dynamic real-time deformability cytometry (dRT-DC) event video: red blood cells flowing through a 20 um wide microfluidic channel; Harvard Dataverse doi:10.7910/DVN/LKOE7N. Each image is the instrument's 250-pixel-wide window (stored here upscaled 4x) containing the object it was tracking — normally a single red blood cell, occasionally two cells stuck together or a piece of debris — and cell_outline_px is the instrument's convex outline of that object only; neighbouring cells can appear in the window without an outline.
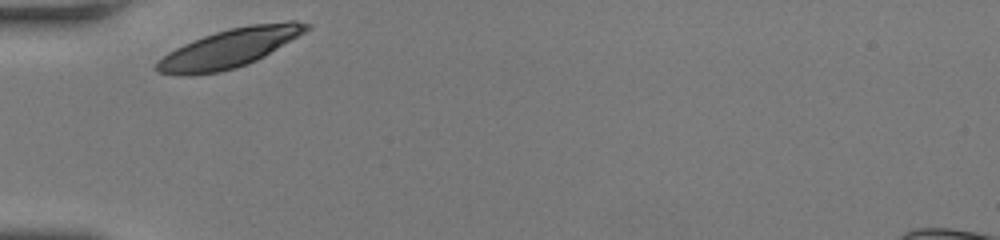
{"species": "human", "species_latin": "Homo sapiens", "temperature_condition": "room temperature", "stored_images_in_passage": 28, "camera_frame_rate_fps": 3000, "um_per_image_px": 0.085, "donor": {"sex": "female"}, "frame": {"image": 1, "passage_image": 1, "time_ms": 0.0, "image_size_px": [1000, 240], "cell_outline_px": [[312, 28], [264, 56], [256, 60], [236, 68], [220, 72], [192, 76], [176, 76], [156, 72], [152, 68], [156, 60], [168, 52], [184, 44], [204, 36], [216, 32], [232, 28], [252, 24], [288, 20], [296, 20], [312, 24]], "centroid_in_image_um": [19.47, 4.11], "position_along_channel_um": 65.5, "area_um2": 34.1}}
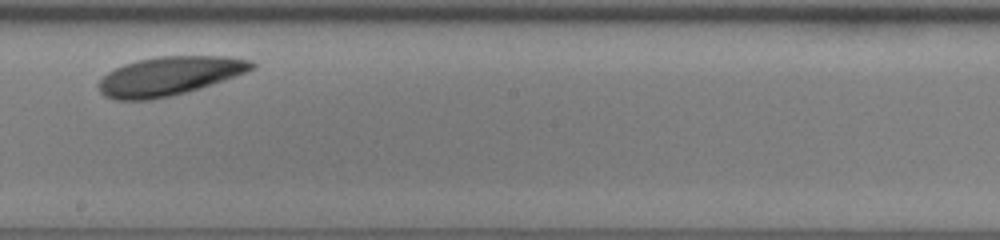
{"frame": {"image": 2, "passage_image": 16, "time_ms": 5.0, "image_size_px": [1000, 240], "cell_outline_px": [[256, 64], [248, 72], [200, 88], [172, 96], [152, 100], [112, 100], [104, 96], [100, 92], [96, 84], [108, 72], [124, 64], [136, 60], [156, 56], [228, 56], [252, 60]], "centroid_in_image_um": [14.37, 6.47], "position_along_channel_um": 233.8, "area_um2": 34.91}}
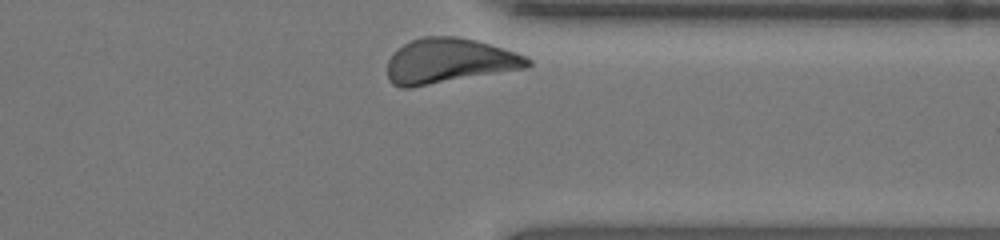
{"frame": {"image": 3, "passage_image": 28, "time_ms": 9.0, "image_size_px": [1000, 240], "cell_outline_px": [[532, 64], [524, 68], [412, 88], [400, 88], [392, 84], [388, 80], [388, 60], [404, 44], [412, 40], [424, 36], [456, 36], [476, 40], [524, 56], [532, 60]], "centroid_in_image_um": [38.13, 5.19], "position_along_channel_um": 373.3, "area_um2": 36.36}, "authors_computed_cell_mechanics": {"area_um2": 34.2176, "velocity_mm_per_s": 3.4698, "shape_relaxation_time_tau1_ms": 1.2245, "shape_relaxation_time_tau2_ms": null, "deformation_change_tau1": 0.0762, "deformation_change_tau2": null}}